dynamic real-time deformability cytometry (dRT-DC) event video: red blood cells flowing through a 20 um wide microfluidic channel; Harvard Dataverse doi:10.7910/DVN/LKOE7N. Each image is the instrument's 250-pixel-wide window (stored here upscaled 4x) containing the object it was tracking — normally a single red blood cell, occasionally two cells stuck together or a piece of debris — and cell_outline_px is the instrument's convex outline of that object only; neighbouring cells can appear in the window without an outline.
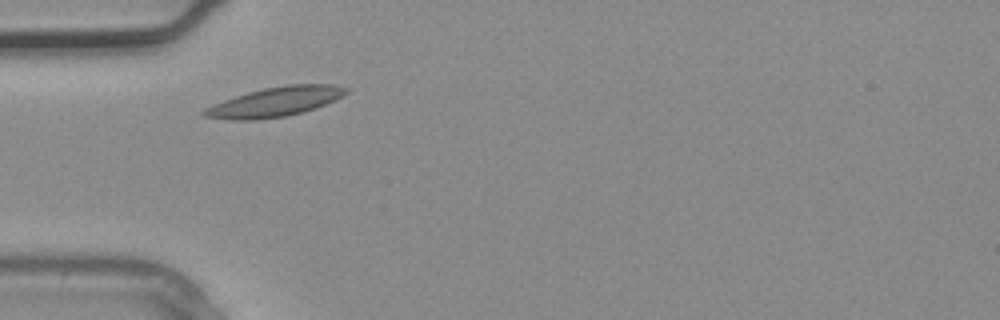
{"species": "common noctule bat (a hibernating species)", "species_latin": "Nyctalus noctula", "temperature_condition": "warm", "stored_images_in_passage": 1, "camera_frame_rate_fps": 3000, "um_per_image_px": 0.085, "animal": {"sex": "male", "body_mass_g": 20.4}, "frame": {"image": 1, "passage_image": 1, "time_ms": 0.0, "image_size_px": [1000, 320], "cell_outline_px": [[348, 92], [316, 108], [304, 112], [284, 116], [256, 120], [232, 120], [204, 116], [200, 112], [204, 108], [224, 100], [248, 92], [264, 88], [284, 84], [332, 84], [348, 88]], "centroid_in_image_um": [23.35, 8.65], "position_along_channel_um": 61.6, "area_um2": 24.22}}